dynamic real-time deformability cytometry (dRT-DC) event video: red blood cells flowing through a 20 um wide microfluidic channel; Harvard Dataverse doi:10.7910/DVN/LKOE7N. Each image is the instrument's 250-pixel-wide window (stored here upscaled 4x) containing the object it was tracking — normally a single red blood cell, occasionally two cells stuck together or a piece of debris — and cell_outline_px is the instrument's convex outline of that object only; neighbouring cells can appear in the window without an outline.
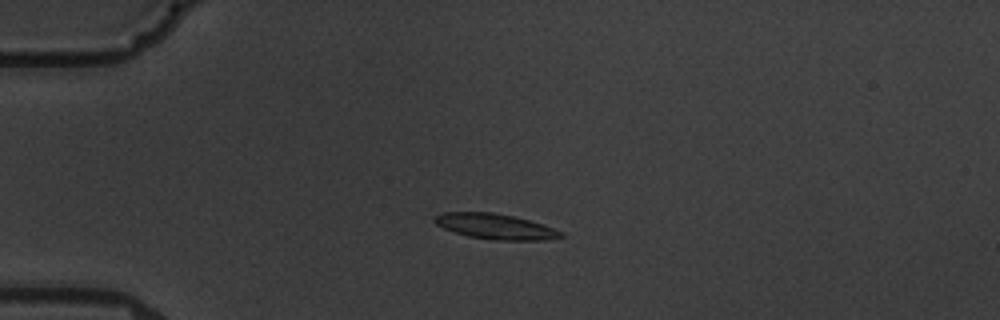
{"species": "common noctule bat (a hibernating species)", "species_latin": "Nyctalus noctula", "temperature_condition": "warm", "stored_images_in_passage": 5, "camera_frame_rate_fps": 3000, "um_per_image_px": 0.085, "animal": {"sex": "male", "body_mass_g": 19.5, "forearm_length_mm": 54.6}, "frame": {"image": 1, "passage_image": 4, "time_ms": 3.667, "image_size_px": [1000, 320], "cell_outline_px": [[564, 236], [544, 240], [496, 240], [468, 236], [444, 228], [436, 224], [432, 220], [432, 216], [444, 212], [492, 212], [512, 216], [544, 224], [564, 232]], "centroid_in_image_um": [42.1, 19.24], "position_along_channel_um": 42.9, "area_um2": 18.67}}